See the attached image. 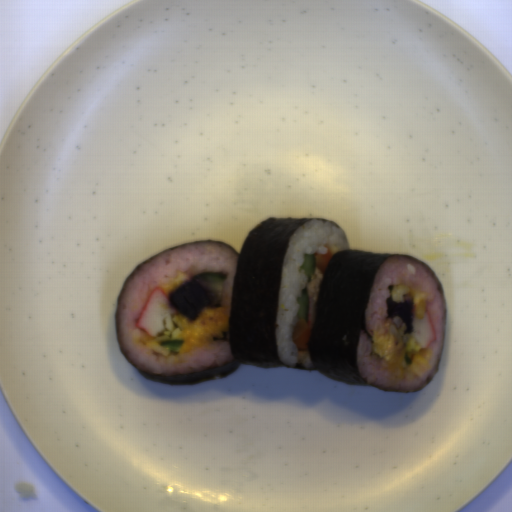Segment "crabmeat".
<instances>
[{
	"label": "crabmeat",
	"mask_w": 512,
	"mask_h": 512,
	"mask_svg": "<svg viewBox=\"0 0 512 512\" xmlns=\"http://www.w3.org/2000/svg\"><path fill=\"white\" fill-rule=\"evenodd\" d=\"M170 305V300L165 292L154 287L148 295L142 312L137 320L136 328L140 329L150 337H157L164 332L166 314L175 312Z\"/></svg>",
	"instance_id": "1"
},
{
	"label": "crabmeat",
	"mask_w": 512,
	"mask_h": 512,
	"mask_svg": "<svg viewBox=\"0 0 512 512\" xmlns=\"http://www.w3.org/2000/svg\"><path fill=\"white\" fill-rule=\"evenodd\" d=\"M317 293L309 297L308 300V325L309 328L314 327L315 318H316V303H317Z\"/></svg>",
	"instance_id": "3"
},
{
	"label": "crabmeat",
	"mask_w": 512,
	"mask_h": 512,
	"mask_svg": "<svg viewBox=\"0 0 512 512\" xmlns=\"http://www.w3.org/2000/svg\"><path fill=\"white\" fill-rule=\"evenodd\" d=\"M412 329L413 332L410 334L421 348L425 349L431 342L437 339L429 312L424 313L421 319L413 320Z\"/></svg>",
	"instance_id": "2"
}]
</instances>
